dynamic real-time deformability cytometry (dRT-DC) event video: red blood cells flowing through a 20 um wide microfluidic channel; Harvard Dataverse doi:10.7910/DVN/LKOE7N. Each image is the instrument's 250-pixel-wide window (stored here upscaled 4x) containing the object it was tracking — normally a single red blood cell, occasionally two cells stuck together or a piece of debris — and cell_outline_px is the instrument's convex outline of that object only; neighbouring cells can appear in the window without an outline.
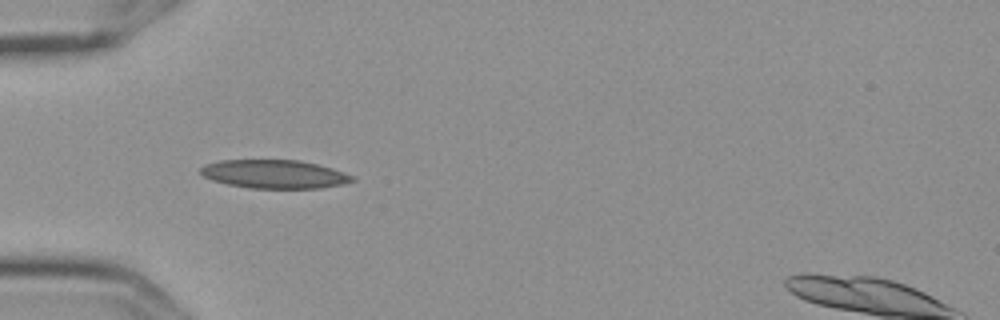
{"species": "Egyptian fruit bat (a non-hibernating species)", "species_latin": "Rousettus aegyptiacus", "temperature_condition": "cold", "stored_images_in_passage": 11, "camera_frame_rate_fps": 3000, "um_per_image_px": 0.085, "frame": {"image": 1, "passage_image": 1, "time_ms": 0.0, "image_size_px": [1000, 320], "cell_outline_px": [[356, 180], [340, 184], [320, 188], [248, 188], [228, 184], [212, 180], [204, 176], [200, 172], [200, 168], [204, 164], [220, 160], [300, 160], [332, 168], [356, 176]], "centroid_in_image_um": [23.32, 14.79], "position_along_channel_um": 61.7, "area_um2": 25.2}}
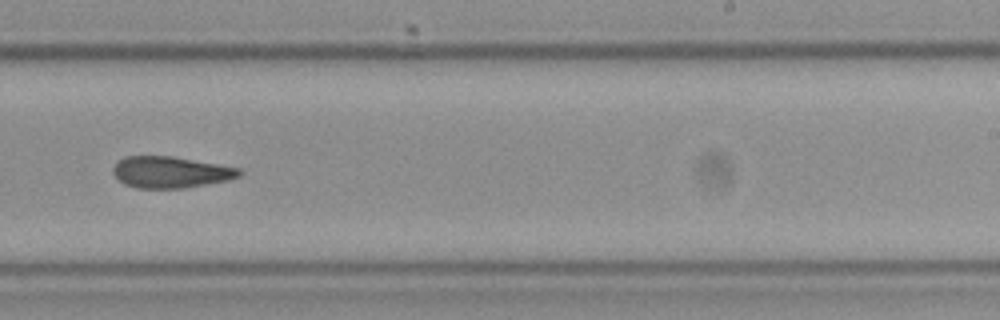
{"frame": {"image": 2, "passage_image": 6, "time_ms": 1.667, "image_size_px": [1000, 320], "cell_outline_px": [[244, 172], [240, 176], [228, 180], [184, 188], [136, 188], [124, 184], [112, 172], [112, 168], [124, 156], [172, 156], [240, 168]], "centroid_in_image_um": [14.51, 14.63], "position_along_channel_um": 274.5, "area_um2": 23.06}}
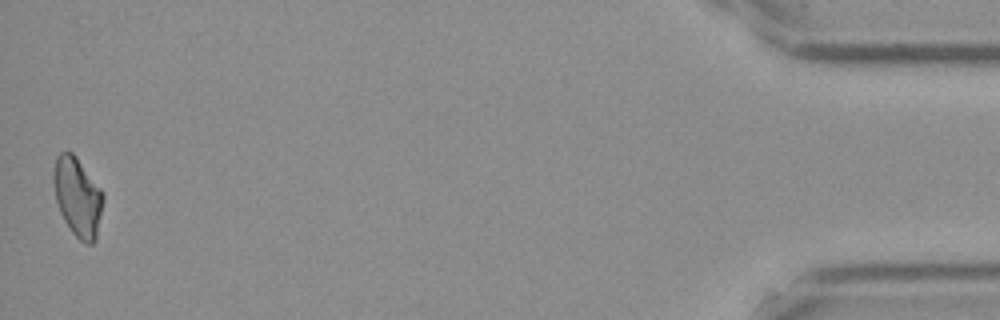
{"frame": {"image": 3, "passage_image": 11, "time_ms": 3.333, "image_size_px": [1000, 320], "cell_outline_px": [[104, 200], [96, 240], [92, 244], [84, 244], [72, 232], [64, 220], [60, 212], [56, 200], [52, 180], [52, 172], [56, 156], [60, 152], [72, 152], [76, 156], [104, 192]], "centroid_in_image_um": [6.6, 16.73], "position_along_channel_um": 428.6, "area_um2": 23.18}}